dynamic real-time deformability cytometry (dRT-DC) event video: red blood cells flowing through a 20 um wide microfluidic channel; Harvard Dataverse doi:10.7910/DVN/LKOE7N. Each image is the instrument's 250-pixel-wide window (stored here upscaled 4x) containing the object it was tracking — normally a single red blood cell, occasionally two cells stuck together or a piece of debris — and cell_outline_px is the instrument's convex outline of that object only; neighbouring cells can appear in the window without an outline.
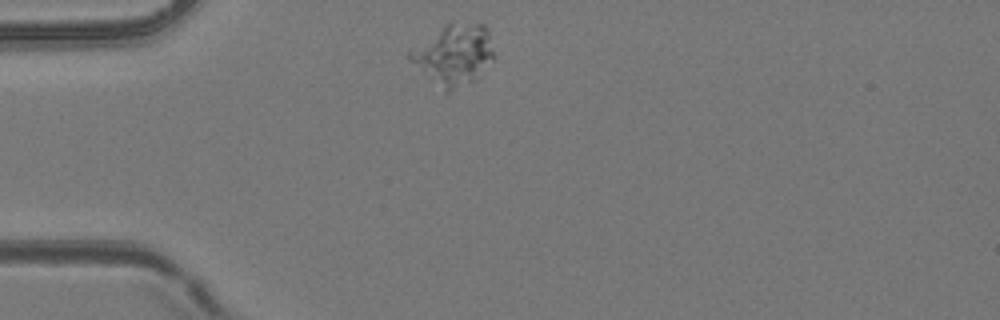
{"species": "common noctule bat (a hibernating species)", "species_latin": "Nyctalus noctula", "temperature_condition": "room temperature", "stored_images_in_passage": 5, "camera_frame_rate_fps": 3000, "um_per_image_px": 0.085, "animal": {"sex": "female", "body_mass_g": 24.6, "forearm_length_mm": 56.2}, "frame": {"image": 1, "passage_image": 5, "time_ms": 1.333, "image_size_px": [1000, 320], "cell_outline_px": [[492, 60], [476, 80], [448, 92], [444, 92], [408, 60], [408, 48], [448, 24], [484, 24], [488, 28], [492, 52]], "centroid_in_image_um": [38.52, 4.68], "position_along_channel_um": 46.5, "area_um2": 29.36}}